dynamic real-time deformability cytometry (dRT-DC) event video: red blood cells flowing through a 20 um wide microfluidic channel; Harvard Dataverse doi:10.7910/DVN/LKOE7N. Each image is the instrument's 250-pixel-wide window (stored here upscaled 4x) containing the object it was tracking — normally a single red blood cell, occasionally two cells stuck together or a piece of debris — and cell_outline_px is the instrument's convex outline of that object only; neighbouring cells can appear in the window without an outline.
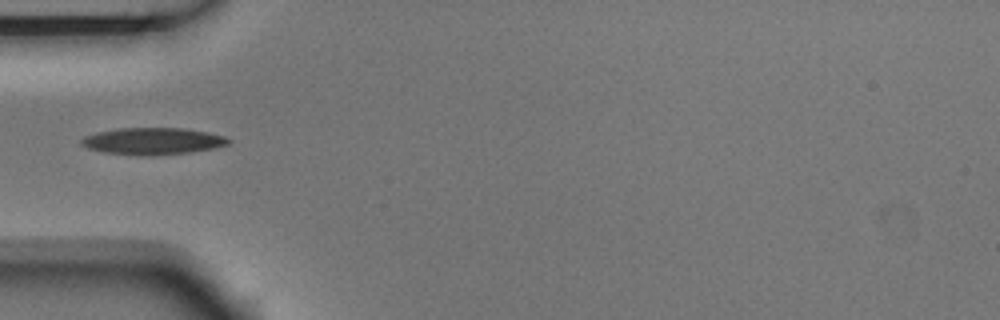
{"species": "Egyptian fruit bat (a non-hibernating species)", "species_latin": "Rousettus aegyptiacus", "temperature_condition": "room temperature", "stored_images_in_passage": 4, "camera_frame_rate_fps": 3000, "um_per_image_px": 0.085, "animal": {"sex": "male"}, "frame": {"image": 1, "passage_image": 1, "time_ms": 0.0, "image_size_px": [1000, 320], "cell_outline_px": [[232, 140], [228, 144], [212, 148], [188, 152], [152, 156], [136, 156], [104, 152], [88, 148], [80, 144], [80, 140], [84, 136], [96, 132], [120, 128], [184, 128], [208, 132], [224, 136]], "centroid_in_image_um": [12.95, 12.0], "position_along_channel_um": 72.0, "area_um2": 23.12}}
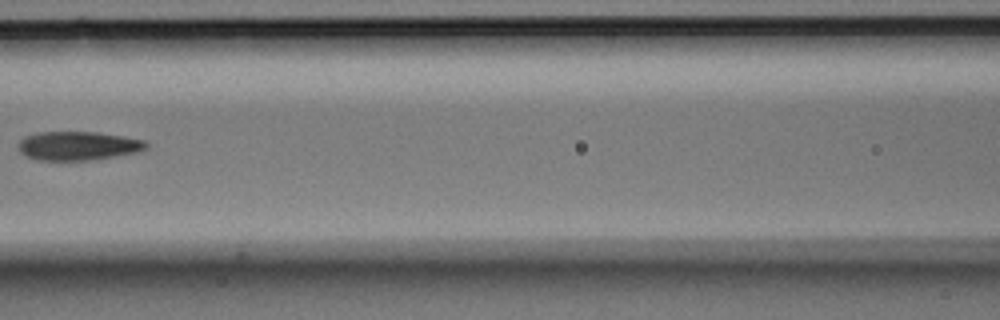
{"frame": {"image": 2, "passage_image": 3, "time_ms": 0.667, "image_size_px": [1000, 320], "cell_outline_px": [[148, 148], [136, 152], [116, 156], [88, 160], [40, 160], [28, 156], [20, 152], [20, 140], [24, 136], [36, 132], [96, 132], [124, 136], [144, 140], [148, 144]], "centroid_in_image_um": [6.66, 12.38], "position_along_channel_um": 159.9, "area_um2": 21.33}}
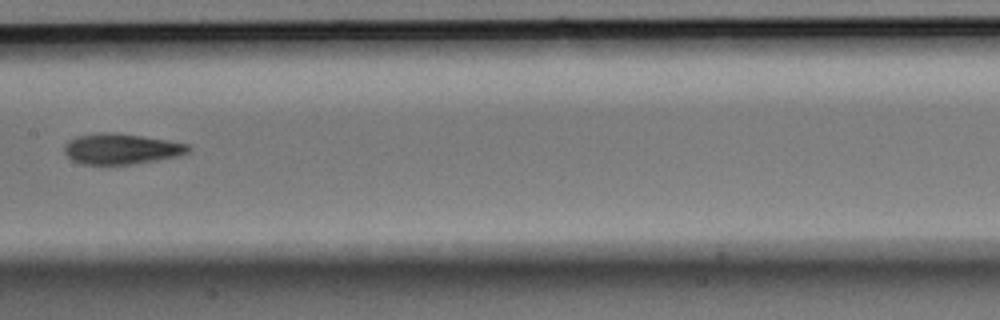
{"frame": {"image": 3, "passage_image": 4, "time_ms": 1.0, "image_size_px": [1000, 320], "cell_outline_px": [[192, 148], [188, 152], [180, 156], [132, 164], [84, 164], [72, 160], [64, 152], [64, 144], [68, 140], [76, 136], [100, 132], [104, 132], [140, 136], [168, 140], [188, 144]], "centroid_in_image_um": [10.3, 12.65], "position_along_channel_um": 197.1, "area_um2": 22.02}}